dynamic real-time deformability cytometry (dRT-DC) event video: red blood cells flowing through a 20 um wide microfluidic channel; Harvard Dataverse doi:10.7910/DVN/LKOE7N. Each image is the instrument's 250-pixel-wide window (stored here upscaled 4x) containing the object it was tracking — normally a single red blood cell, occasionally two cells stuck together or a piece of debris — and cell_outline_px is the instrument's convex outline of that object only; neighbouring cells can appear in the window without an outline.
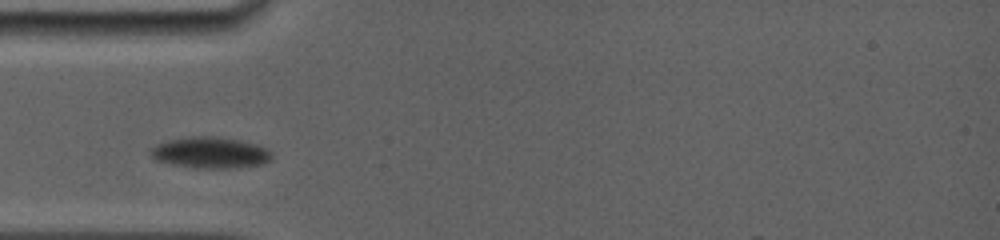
{"species": "common noctule bat (a hibernating species)", "species_latin": "Nyctalus noctula", "temperature_condition": "room temperature", "stored_images_in_passage": 24, "camera_frame_rate_fps": 5000, "um_per_image_px": 0.085, "animal": {"sex": "female", "body_mass_g": 19.0, "forearm_length_mm": 56.7}, "frame": {"image": 1, "passage_image": 1, "time_ms": 0.0, "image_size_px": [1000, 240], "cell_outline_px": [[272, 160], [264, 164], [228, 168], [196, 168], [156, 160], [152, 156], [152, 148], [156, 144], [168, 140], [188, 136], [216, 136], [240, 140], [256, 144], [268, 148], [272, 152]], "centroid_in_image_um": [17.94, 12.96], "position_along_channel_um": 67.1, "area_um2": 22.02}}
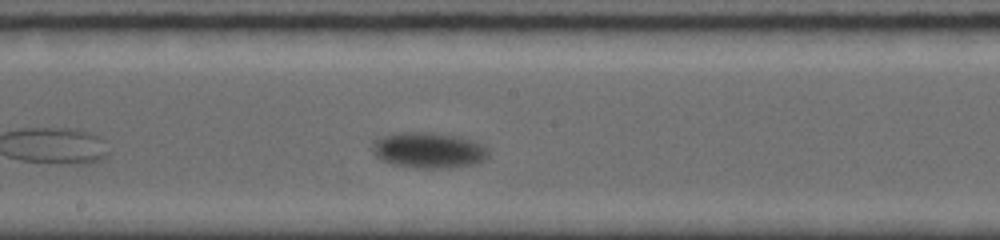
{"frame": {"image": 2, "passage_image": 10, "time_ms": 4.2, "image_size_px": [1000, 240], "cell_outline_px": [[488, 156], [484, 160], [476, 164], [448, 168], [416, 168], [392, 164], [376, 156], [372, 148], [384, 136], [396, 132], [432, 132], [460, 136], [472, 140], [480, 144], [488, 152]], "centroid_in_image_um": [36.48, 12.77], "position_along_channel_um": 211.7, "area_um2": 23.93}}
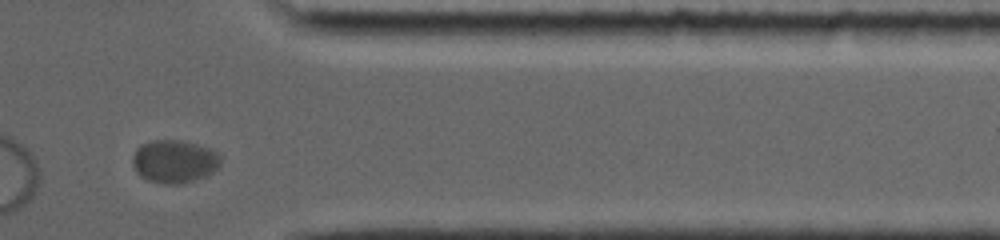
{"frame": {"image": 3, "passage_image": 20, "time_ms": 9.6, "image_size_px": [1000, 240], "cell_outline_px": [[224, 156], [220, 164], [212, 172], [204, 176], [180, 184], [160, 184], [148, 180], [140, 176], [136, 172], [132, 164], [132, 156], [136, 148], [140, 144], [152, 140], [184, 140], [220, 152]], "centroid_in_image_um": [14.81, 13.7], "position_along_channel_um": 396.6, "area_um2": 22.43}}